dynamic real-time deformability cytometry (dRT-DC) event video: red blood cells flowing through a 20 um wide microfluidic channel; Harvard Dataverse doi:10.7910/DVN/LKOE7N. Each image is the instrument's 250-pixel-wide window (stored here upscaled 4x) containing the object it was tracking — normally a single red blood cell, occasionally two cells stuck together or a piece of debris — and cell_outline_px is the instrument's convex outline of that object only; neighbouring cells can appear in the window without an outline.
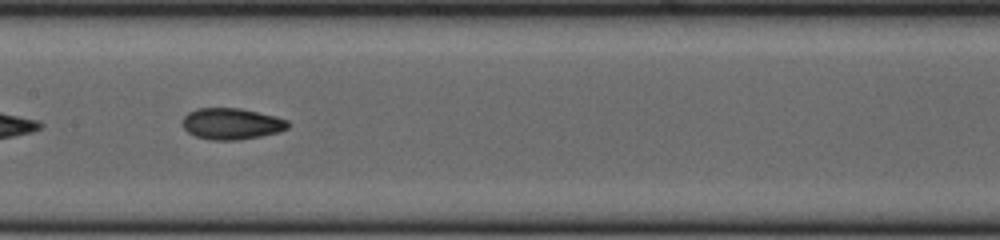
{"species": "common noctule bat (a hibernating species)", "species_latin": "Nyctalus noctula", "temperature_condition": "cold", "stored_images_in_passage": 29, "camera_frame_rate_fps": 3000, "um_per_image_px": 0.085, "animal": {"sex": "female", "body_mass_g": 23.0, "forearm_length_mm": 53.4}, "frame": {"image": 1, "passage_image": 17, "time_ms": 5.333, "image_size_px": [1000, 240], "cell_outline_px": [[288, 128], [280, 132], [260, 136], [236, 140], [212, 140], [196, 136], [188, 132], [184, 128], [184, 116], [188, 112], [196, 108], [240, 108], [276, 116], [288, 120]], "centroid_in_image_um": [19.7, 10.51], "position_along_channel_um": 187.7, "area_um2": 19.19}}